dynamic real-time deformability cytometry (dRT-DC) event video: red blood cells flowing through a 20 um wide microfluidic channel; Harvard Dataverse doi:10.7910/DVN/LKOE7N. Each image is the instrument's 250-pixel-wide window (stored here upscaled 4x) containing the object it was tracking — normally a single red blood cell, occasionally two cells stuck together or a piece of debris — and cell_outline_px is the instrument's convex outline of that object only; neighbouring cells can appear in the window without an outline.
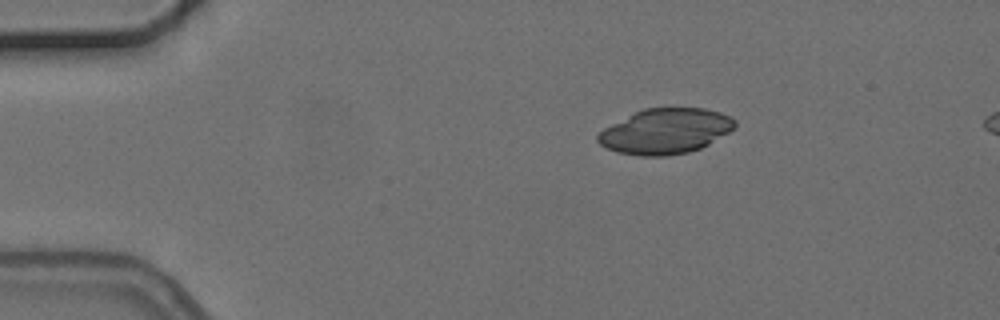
{"species": "common noctule bat (a hibernating species)", "species_latin": "Nyctalus noctula", "temperature_condition": "cold", "stored_images_in_passage": 4, "segment_of_instrument_passage": [1, 2], "camera_frame_rate_fps": 3000, "um_per_image_px": 0.085, "animal": {"sex": "female", "body_mass_g": 24.6, "forearm_length_mm": 56.2}, "frame": {"image": 1, "passage_image": 1, "time_ms": 0.0, "image_size_px": [1000, 320], "cell_outline_px": [[736, 128], [708, 144], [700, 148], [688, 152], [668, 156], [640, 156], [616, 152], [600, 144], [596, 140], [596, 136], [604, 128], [644, 108], [704, 108], [720, 112], [732, 116], [736, 120]], "centroid_in_image_um": [56.59, 11.16], "position_along_channel_um": 28.4, "area_um2": 36.13}}